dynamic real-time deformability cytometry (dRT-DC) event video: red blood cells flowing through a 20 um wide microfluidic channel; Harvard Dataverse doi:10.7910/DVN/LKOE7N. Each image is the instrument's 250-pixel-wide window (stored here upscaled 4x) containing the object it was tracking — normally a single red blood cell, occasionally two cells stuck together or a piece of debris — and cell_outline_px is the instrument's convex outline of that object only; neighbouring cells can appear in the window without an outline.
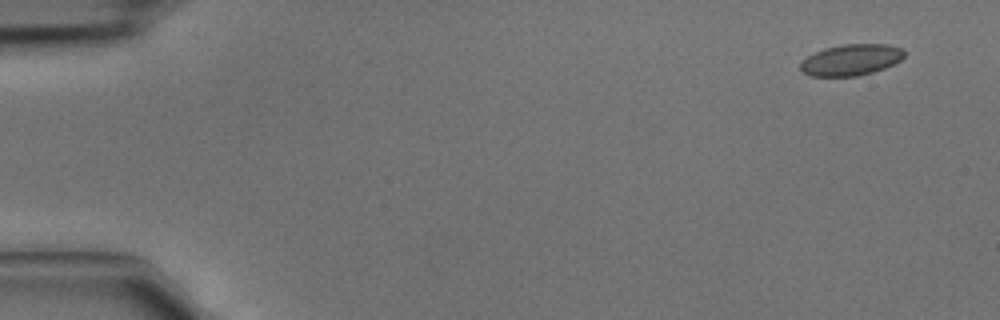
{"species": "common noctule bat (a hibernating species)", "species_latin": "Nyctalus noctula", "temperature_condition": "cold", "stored_images_in_passage": 4, "camera_frame_rate_fps": 3000, "um_per_image_px": 0.085, "animal": {"sex": "male", "body_mass_g": 15.6}, "frame": {"image": 1, "passage_image": 4, "time_ms": 1.0, "image_size_px": [1000, 320], "cell_outline_px": [[904, 56], [900, 60], [884, 68], [872, 72], [856, 76], [808, 76], [800, 68], [800, 64], [808, 56], [824, 48], [844, 44], [888, 44], [900, 48], [904, 52]], "centroid_in_image_um": [72.33, 5.08], "position_along_channel_um": 12.7, "area_um2": 18.67}}